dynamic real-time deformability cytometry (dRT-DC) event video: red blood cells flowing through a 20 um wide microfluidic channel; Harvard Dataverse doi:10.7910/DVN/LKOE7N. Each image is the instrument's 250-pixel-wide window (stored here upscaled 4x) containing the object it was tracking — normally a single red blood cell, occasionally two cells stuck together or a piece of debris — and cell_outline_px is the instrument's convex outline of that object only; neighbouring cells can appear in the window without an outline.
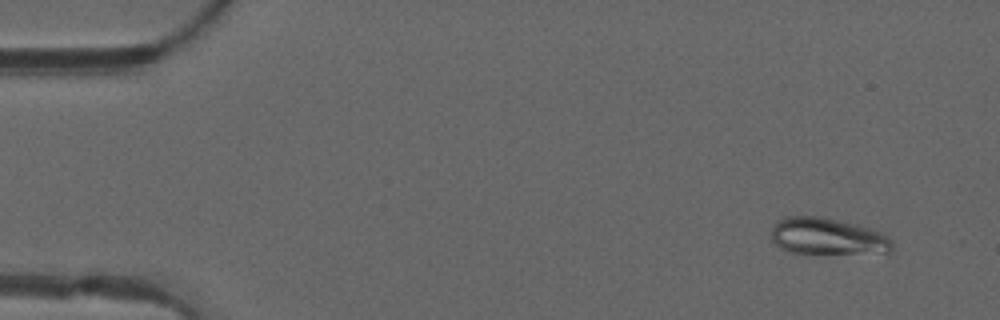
{"species": "common noctule bat (a hibernating species)", "species_latin": "Nyctalus noctula", "temperature_condition": "warm", "stored_images_in_passage": 49, "camera_frame_rate_fps": 3000, "um_per_image_px": 0.085, "animal": {"sex": "male", "forearm_length_mm": 52.5}, "frame": {"image": 1, "passage_image": 2, "time_ms": 0.333, "image_size_px": [1000, 320], "cell_outline_px": [[892, 252], [788, 252], [780, 248], [768, 236], [776, 220], [784, 216], [816, 216], [856, 224], [880, 232], [888, 236], [892, 240]], "centroid_in_image_um": [70.25, 20.07], "position_along_channel_um": 14.7, "area_um2": 25.55}}
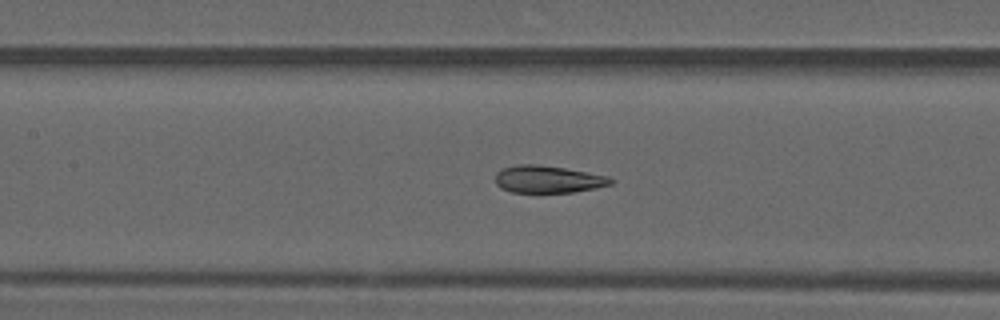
{"frame": {"image": 2, "passage_image": 21, "time_ms": 6.667, "image_size_px": [1000, 320], "cell_outline_px": [[612, 184], [596, 188], [572, 192], [512, 192], [500, 188], [496, 184], [496, 172], [504, 168], [516, 164], [536, 164], [564, 168], [608, 176], [612, 180]], "centroid_in_image_um": [46.55, 15.23], "position_along_channel_um": 160.8, "area_um2": 18.21}}
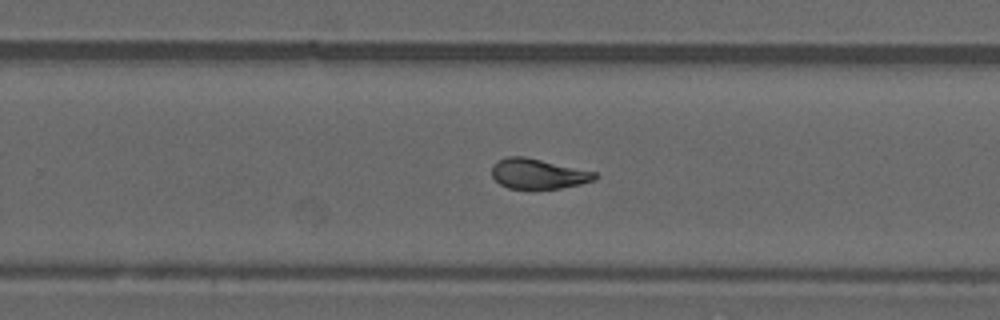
{"frame": {"image": 3, "passage_image": 30, "time_ms": 9.667, "image_size_px": [1000, 320], "cell_outline_px": [[600, 176], [596, 180], [580, 184], [560, 188], [508, 188], [500, 184], [492, 176], [492, 164], [496, 160], [508, 156], [524, 156], [596, 172]], "centroid_in_image_um": [45.74, 14.76], "position_along_channel_um": 284.1, "area_um2": 18.09}, "authors_computed_cell_mechanics": {"area_um2": 19.1896, "velocity_mm_per_s": 4.1235, "shape_relaxation_time_tau1_ms": null, "shape_relaxation_time_tau2_ms": 1.2075, "deformation_change_tau1": null, "deformation_change_tau2": 0.0589}}